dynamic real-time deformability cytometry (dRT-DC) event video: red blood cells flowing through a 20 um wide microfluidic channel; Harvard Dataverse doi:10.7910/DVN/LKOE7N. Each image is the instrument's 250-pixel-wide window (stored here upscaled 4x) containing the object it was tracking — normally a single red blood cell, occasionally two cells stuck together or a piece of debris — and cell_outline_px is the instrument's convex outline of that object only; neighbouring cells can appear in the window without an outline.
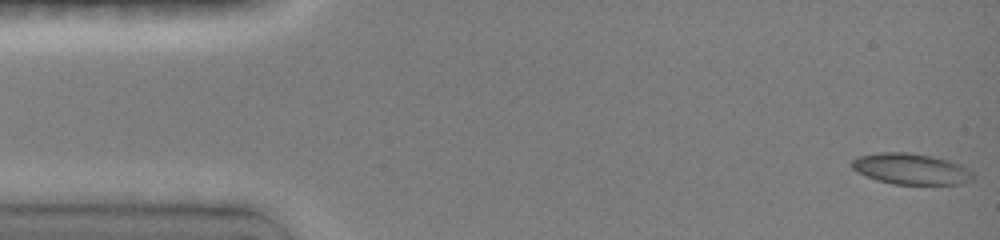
{"species": "common noctule bat (a hibernating species)", "species_latin": "Nyctalus noctula", "temperature_condition": "room temperature", "stored_images_in_passage": 9, "camera_frame_rate_fps": 3000, "um_per_image_px": 0.085, "animal": {"sex": "female", "body_mass_g": 19.0, "forearm_length_mm": 51.5}, "frame": {"image": 1, "passage_image": 1, "time_ms": 0.0, "image_size_px": [1000, 240], "cell_outline_px": [[976, 176], [972, 180], [960, 184], [892, 184], [876, 180], [856, 172], [848, 164], [852, 160], [860, 156], [880, 152], [908, 152], [932, 156], [952, 160], [960, 164], [972, 172]], "centroid_in_image_um": [77.43, 14.35], "position_along_channel_um": 7.6, "area_um2": 22.2}}
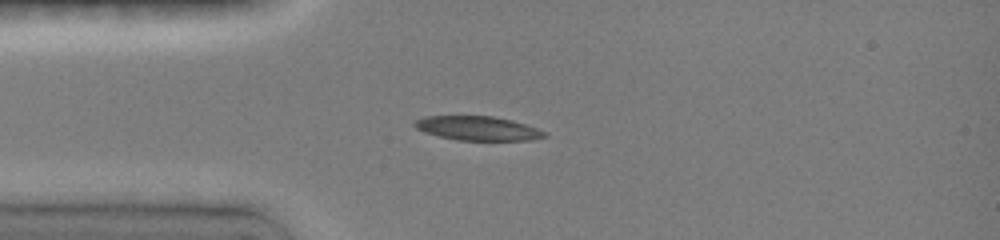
{"frame": {"image": 2, "passage_image": 6, "time_ms": 3.667, "image_size_px": [1000, 240], "cell_outline_px": [[548, 136], [532, 140], [456, 140], [424, 132], [416, 128], [412, 124], [416, 120], [424, 116], [492, 116], [512, 120], [548, 132]], "centroid_in_image_um": [40.62, 10.91], "position_along_channel_um": 44.4, "area_um2": 18.26}}
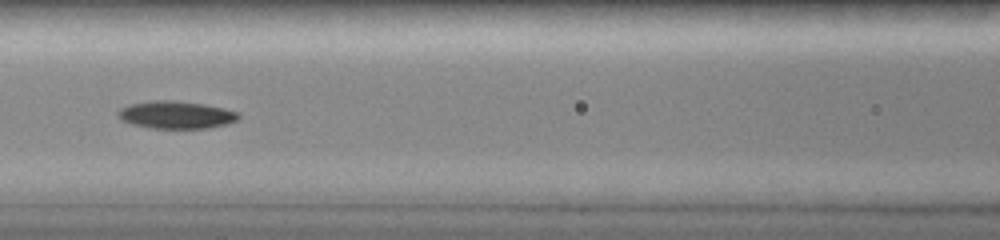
{"frame": {"image": 3, "passage_image": 9, "time_ms": 6.667, "image_size_px": [1000, 240], "cell_outline_px": [[240, 116], [236, 120], [228, 124], [208, 128], [148, 128], [132, 124], [120, 120], [116, 116], [116, 112], [120, 108], [128, 104], [156, 100], [172, 100], [204, 104], [224, 108], [240, 112]], "centroid_in_image_um": [14.94, 9.76], "position_along_channel_um": 151.7, "area_um2": 19.59}}